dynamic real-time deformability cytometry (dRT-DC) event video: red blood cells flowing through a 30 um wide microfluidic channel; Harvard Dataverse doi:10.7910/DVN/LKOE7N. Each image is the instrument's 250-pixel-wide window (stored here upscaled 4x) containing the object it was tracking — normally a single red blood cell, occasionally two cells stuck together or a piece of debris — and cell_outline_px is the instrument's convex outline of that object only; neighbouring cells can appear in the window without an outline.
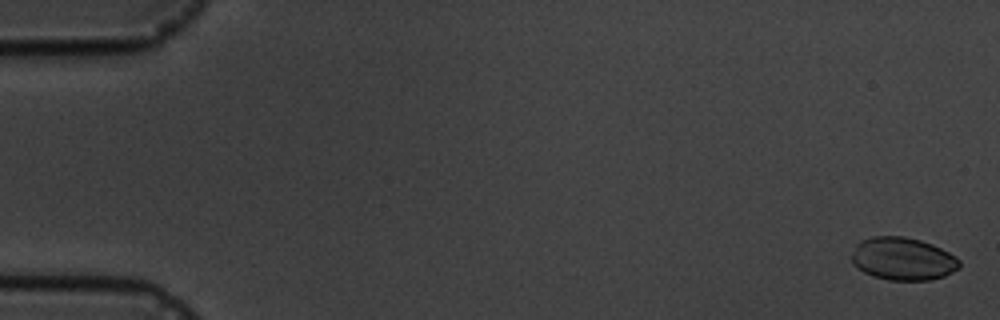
{"species": "common noctule bat (a hibernating species)", "species_latin": "Nyctalus noctula", "temperature_condition": "cold", "stored_images_in_passage": 7, "camera_frame_rate_fps": 3000, "um_per_image_px": 0.085, "animal": {"sex": "male", "body_mass_g": 19.5, "forearm_length_mm": 54.6}, "frame": {"image": 1, "passage_image": 1, "time_ms": 0.0, "image_size_px": [1000, 320], "cell_outline_px": [[960, 268], [944, 276], [928, 280], [888, 280], [872, 276], [856, 268], [852, 264], [852, 252], [856, 244], [860, 240], [872, 236], [904, 236], [920, 240], [932, 244], [956, 256], [960, 260]], "centroid_in_image_um": [76.72, 22.0], "position_along_channel_um": 8.3, "area_um2": 27.11}}
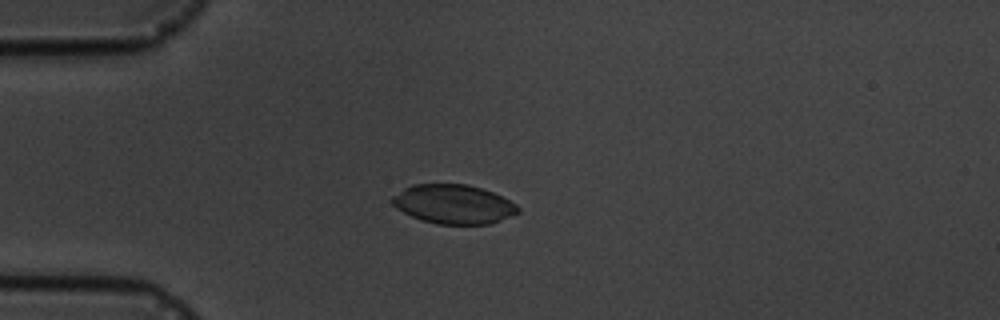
{"frame": {"image": 2, "passage_image": 5, "time_ms": 4.667, "image_size_px": [1000, 320], "cell_outline_px": [[520, 212], [500, 220], [488, 224], [436, 224], [420, 220], [396, 208], [388, 200], [392, 196], [404, 188], [412, 184], [468, 184], [492, 192], [516, 204], [520, 208]], "centroid_in_image_um": [38.51, 17.35], "position_along_channel_um": 46.5, "area_um2": 28.73}}
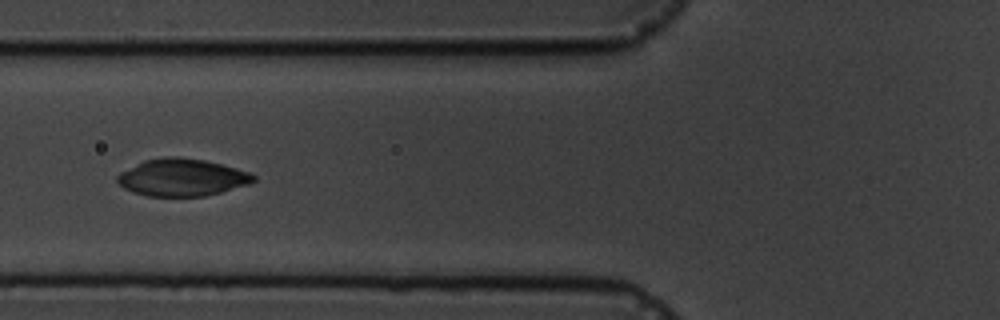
{"frame": {"image": 3, "passage_image": 7, "time_ms": 7.0, "image_size_px": [1000, 320], "cell_outline_px": [[256, 180], [248, 184], [220, 192], [204, 196], [148, 196], [132, 192], [124, 188], [116, 180], [116, 176], [120, 172], [144, 160], [168, 156], [176, 156], [204, 160], [236, 168], [248, 172], [256, 176]], "centroid_in_image_um": [15.44, 15.08], "position_along_channel_um": 110.4, "area_um2": 29.42}}